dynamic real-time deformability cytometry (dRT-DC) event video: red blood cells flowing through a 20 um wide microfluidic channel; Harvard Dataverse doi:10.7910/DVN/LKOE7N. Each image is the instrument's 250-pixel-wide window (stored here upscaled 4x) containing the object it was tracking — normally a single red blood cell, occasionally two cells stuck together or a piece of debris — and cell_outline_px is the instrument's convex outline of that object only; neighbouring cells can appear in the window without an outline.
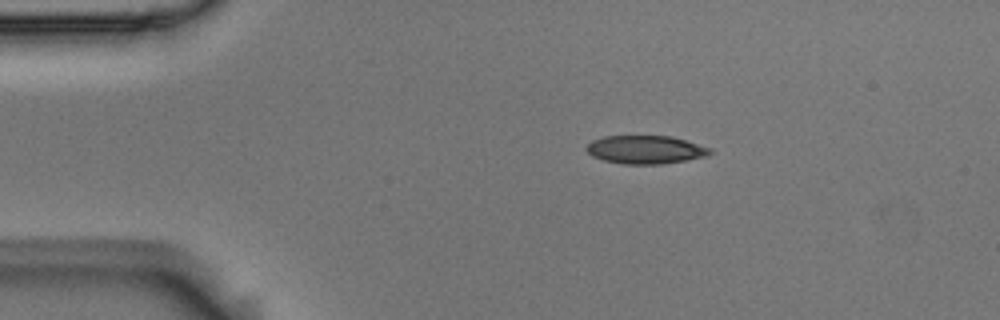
{"species": "Egyptian fruit bat (a non-hibernating species)", "species_latin": "Rousettus aegyptiacus", "temperature_condition": "room temperature", "stored_images_in_passage": 4, "camera_frame_rate_fps": 3000, "um_per_image_px": 0.085, "animal": {"sex": "male"}, "frame": {"image": 1, "passage_image": 1, "time_ms": 0.0, "image_size_px": [1000, 320], "cell_outline_px": [[712, 152], [704, 156], [684, 160], [660, 164], [620, 164], [604, 160], [592, 156], [584, 148], [592, 140], [604, 136], [672, 136], [712, 148]], "centroid_in_image_um": [54.83, 12.71], "position_along_channel_um": 30.2, "area_um2": 20.29}}
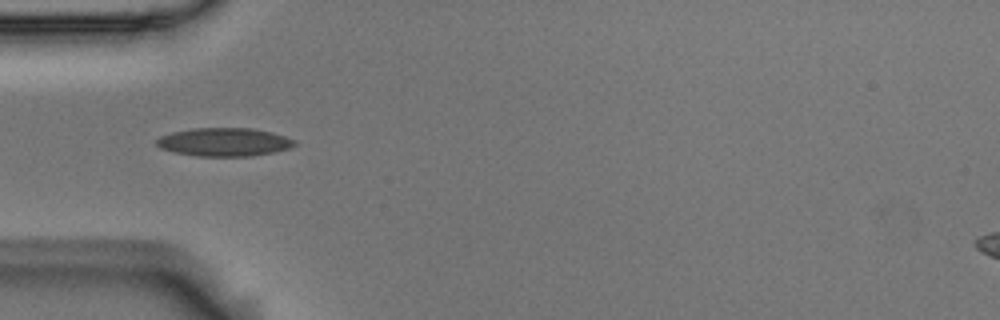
{"frame": {"image": 2, "passage_image": 3, "time_ms": 0.667, "image_size_px": [1000, 320], "cell_outline_px": [[296, 144], [288, 148], [272, 152], [252, 156], [196, 156], [176, 152], [160, 148], [156, 144], [156, 140], [160, 136], [172, 132], [192, 128], [252, 128], [272, 132], [296, 140]], "centroid_in_image_um": [19.04, 12.07], "position_along_channel_um": 66.0, "area_um2": 22.72}}
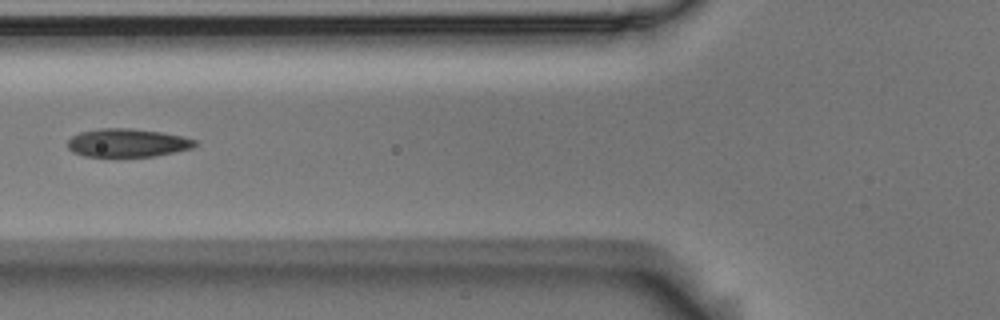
{"frame": {"image": 3, "passage_image": 4, "time_ms": 1.0, "image_size_px": [1000, 320], "cell_outline_px": [[200, 144], [192, 148], [156, 156], [116, 160], [84, 156], [72, 152], [68, 148], [68, 140], [72, 136], [80, 132], [100, 128], [132, 128], [160, 132], [180, 136], [196, 140]], "centroid_in_image_um": [10.8, 12.2], "position_along_channel_um": 115.0, "area_um2": 22.02}}